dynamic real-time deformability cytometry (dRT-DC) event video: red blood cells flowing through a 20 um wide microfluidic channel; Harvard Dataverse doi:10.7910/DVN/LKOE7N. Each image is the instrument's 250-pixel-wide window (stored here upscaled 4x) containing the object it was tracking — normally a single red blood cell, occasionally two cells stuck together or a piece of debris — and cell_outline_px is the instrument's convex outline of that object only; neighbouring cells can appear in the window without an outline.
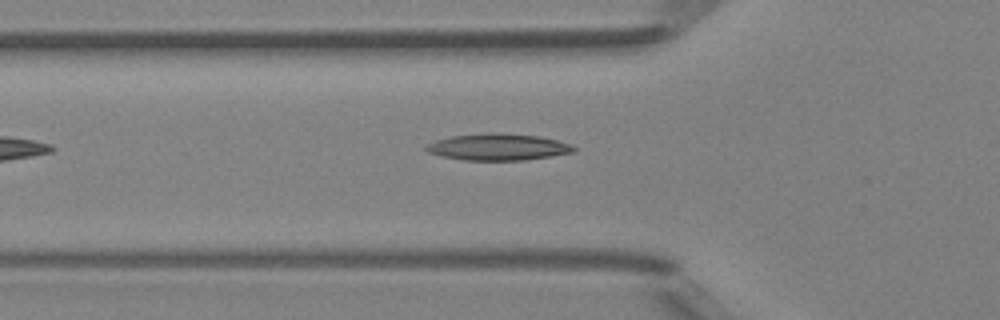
{"species": "Egyptian fruit bat (a non-hibernating species)", "species_latin": "Rousettus aegyptiacus", "temperature_condition": "room temperature", "stored_images_in_passage": 5, "camera_frame_rate_fps": 3000, "um_per_image_px": 0.085, "animal": {"sex": "female"}, "frame": {"image": 1, "passage_image": 5, "time_ms": 5.333, "image_size_px": [1000, 320], "cell_outline_px": [[576, 148], [572, 152], [524, 160], [464, 160], [440, 156], [428, 152], [424, 148], [428, 144], [436, 140], [452, 136], [488, 132], [492, 132], [540, 136], [572, 144]], "centroid_in_image_um": [42.3, 12.49], "position_along_channel_um": 83.5, "area_um2": 22.77}}